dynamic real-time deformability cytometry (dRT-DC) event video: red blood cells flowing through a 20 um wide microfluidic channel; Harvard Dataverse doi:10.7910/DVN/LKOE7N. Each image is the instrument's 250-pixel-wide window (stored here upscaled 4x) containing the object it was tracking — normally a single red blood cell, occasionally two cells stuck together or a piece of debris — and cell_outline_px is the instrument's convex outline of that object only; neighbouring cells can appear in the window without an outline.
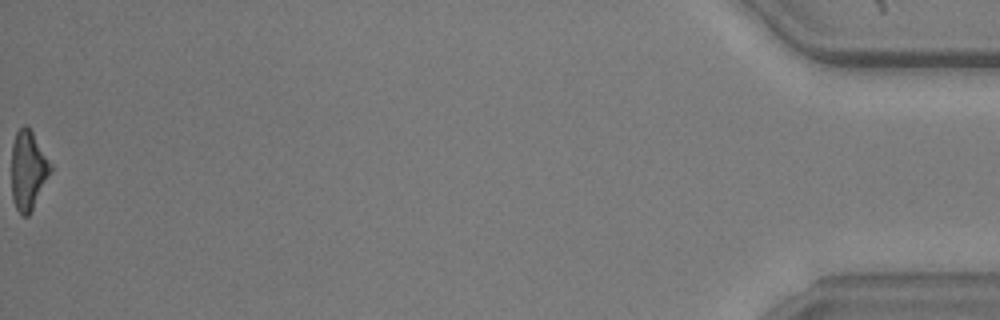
{"species": "common noctule bat (a hibernating species)", "species_latin": "Nyctalus noctula", "temperature_condition": "warm", "stored_images_in_passage": 38, "camera_frame_rate_fps": 3000, "um_per_image_px": 0.085, "animal": {"sex": "male", "body_mass_g": 20.5, "forearm_length_mm": 52.5}, "frame": {"image": 1, "passage_image": 38, "time_ms": 12.333, "image_size_px": [1000, 320], "cell_outline_px": [[52, 168], [28, 216], [24, 216], [16, 208], [12, 200], [12, 144], [16, 132], [24, 124], [32, 132], [52, 164]], "centroid_in_image_um": [2.37, 14.44], "position_along_channel_um": 432.8, "area_um2": 17.51}, "authors_computed_cell_mechanics": {"area_um2": 20.1433, "velocity_mm_per_s": 3.9338, "shape_relaxation_time_tau1_ms": 3.1662, "shape_relaxation_time_tau2_ms": null, "deformation_change_tau1": 0.1655, "deformation_change_tau2": null}}